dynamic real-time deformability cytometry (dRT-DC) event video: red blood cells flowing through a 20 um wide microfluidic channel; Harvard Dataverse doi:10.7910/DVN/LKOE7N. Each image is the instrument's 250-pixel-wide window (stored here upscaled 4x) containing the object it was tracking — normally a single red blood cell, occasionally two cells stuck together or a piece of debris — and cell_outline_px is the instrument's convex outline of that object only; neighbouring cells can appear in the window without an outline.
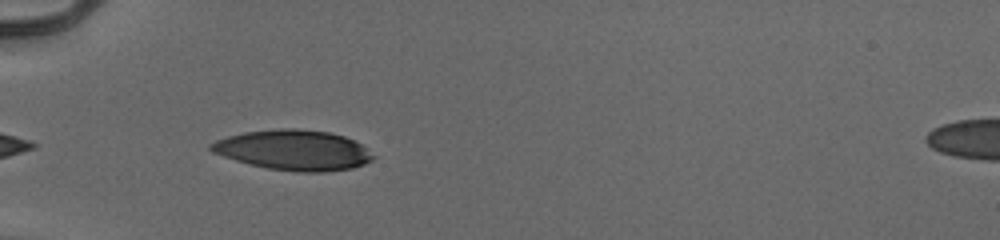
{"species": "human", "species_latin": "Homo sapiens", "temperature_condition": "cold", "stored_images_in_passage": 35, "camera_frame_rate_fps": 3000, "um_per_image_px": 0.085, "donor": {"sex": "male"}, "frame": {"image": 1, "passage_image": 2, "time_ms": 0.333, "image_size_px": [1000, 240], "cell_outline_px": [[376, 156], [372, 160], [364, 164], [352, 168], [324, 172], [296, 172], [268, 168], [236, 160], [212, 152], [208, 148], [208, 144], [216, 140], [228, 136], [244, 132], [280, 128], [292, 128], [328, 132], [344, 136], [360, 144]], "centroid_in_image_um": [24.95, 12.76], "position_along_channel_um": 60.1, "area_um2": 37.8}}
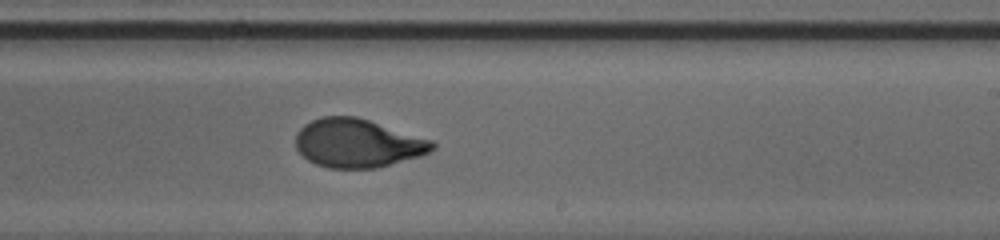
{"frame": {"image": 2, "passage_image": 18, "time_ms": 5.667, "image_size_px": [1000, 240], "cell_outline_px": [[436, 148], [420, 156], [376, 168], [328, 168], [316, 164], [308, 160], [296, 148], [296, 132], [304, 124], [312, 120], [324, 116], [356, 116], [432, 140], [436, 144]], "centroid_in_image_um": [30.38, 12.17], "position_along_channel_um": 258.6, "area_um2": 38.55}}
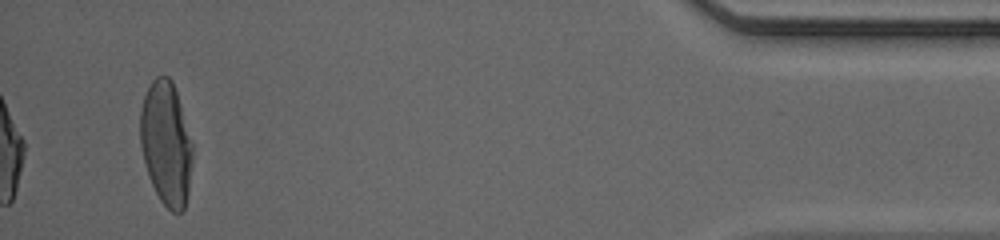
{"frame": {"image": 3, "passage_image": 35, "time_ms": 11.333, "image_size_px": [1000, 240], "cell_outline_px": [[192, 160], [188, 192], [184, 208], [180, 212], [172, 212], [160, 200], [148, 176], [140, 144], [140, 108], [144, 96], [152, 80], [156, 76], [168, 76], [172, 80], [180, 104], [192, 144]], "centroid_in_image_um": [14.1, 12.18], "position_along_channel_um": 421.1, "area_um2": 37.4}, "authors_computed_cell_mechanics": {"area_um2": 38.6682, "velocity_mm_per_s": 3.9643, "shape_relaxation_time_tau1_ms": 4.4707, "shape_relaxation_time_tau2_ms": 0.8688, "deformation_change_tau1": 0.2121, "deformation_change_tau2": 0.0565}}